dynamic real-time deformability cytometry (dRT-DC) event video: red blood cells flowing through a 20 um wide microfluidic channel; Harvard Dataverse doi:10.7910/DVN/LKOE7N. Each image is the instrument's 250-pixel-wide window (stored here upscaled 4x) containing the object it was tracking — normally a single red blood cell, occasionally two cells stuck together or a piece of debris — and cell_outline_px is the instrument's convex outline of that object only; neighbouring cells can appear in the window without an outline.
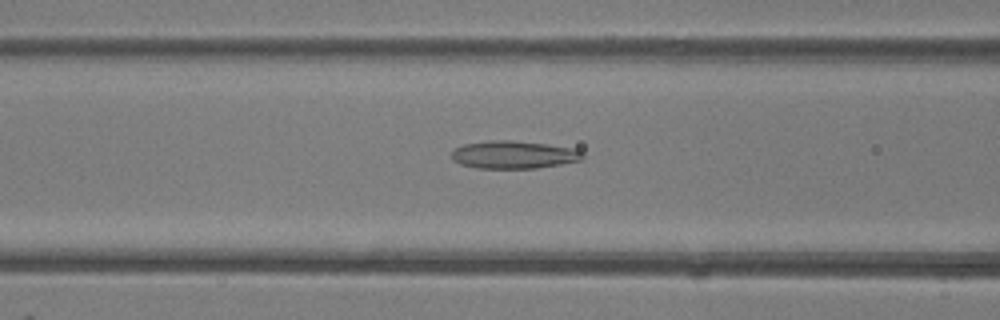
{"species": "common noctule bat (a hibernating species)", "species_latin": "Nyctalus noctula", "temperature_condition": "room temperature", "stored_images_in_passage": 36, "camera_frame_rate_fps": 3000, "um_per_image_px": 0.085, "animal": {"sex": "female"}, "frame": {"image": 1, "passage_image": 9, "time_ms": 2.667, "image_size_px": [1000, 320], "cell_outline_px": [[584, 160], [536, 168], [476, 168], [460, 164], [452, 160], [452, 152], [456, 148], [464, 144], [488, 140], [512, 140], [548, 144], [576, 148], [584, 152]], "centroid_in_image_um": [43.71, 13.14], "position_along_channel_um": 122.9, "area_um2": 21.44}}
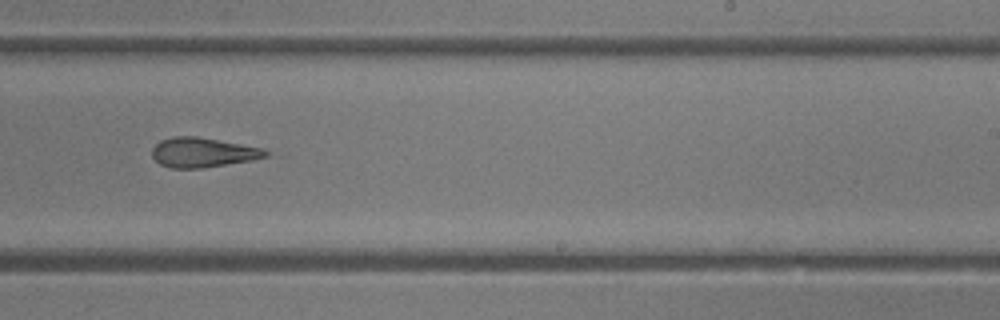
{"frame": {"image": 2, "passage_image": 19, "time_ms": 6.0, "image_size_px": [1000, 320], "cell_outline_px": [[268, 156], [252, 160], [204, 168], [172, 168], [160, 164], [152, 156], [152, 148], [160, 140], [172, 136], [196, 136], [264, 148], [268, 152]], "centroid_in_image_um": [17.23, 12.95], "position_along_channel_um": 271.8, "area_um2": 19.65}}
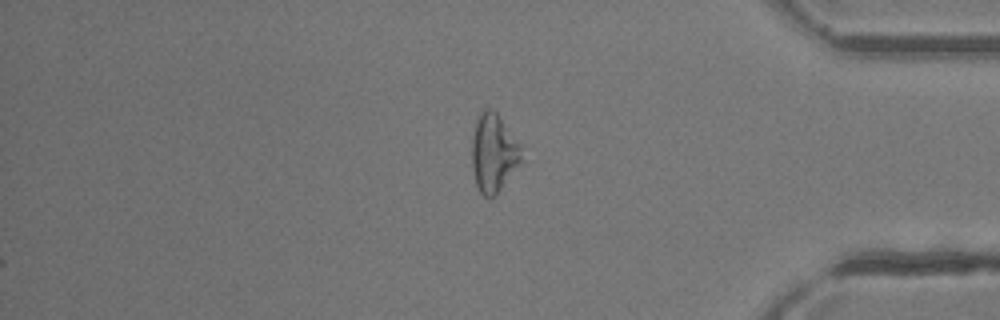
{"frame": {"image": 3, "passage_image": 29, "time_ms": 9.333, "image_size_px": [1000, 320], "cell_outline_px": [[524, 160], [496, 196], [492, 200], [488, 200], [476, 188], [472, 168], [472, 136], [476, 120], [480, 112], [484, 108], [492, 108], [496, 112], [520, 144]], "centroid_in_image_um": [41.96, 13.06], "position_along_channel_um": 393.2, "area_um2": 23.24}, "authors_computed_cell_mechanics": {"area_um2": 20.9814, "velocity_mm_per_s": 4.4646, "shape_relaxation_time_tau1_ms": 11.1101, "shape_relaxation_time_tau2_ms": 2.3358, "deformation_change_tau1": 0.2864, "deformation_change_tau2": 0.1355}}